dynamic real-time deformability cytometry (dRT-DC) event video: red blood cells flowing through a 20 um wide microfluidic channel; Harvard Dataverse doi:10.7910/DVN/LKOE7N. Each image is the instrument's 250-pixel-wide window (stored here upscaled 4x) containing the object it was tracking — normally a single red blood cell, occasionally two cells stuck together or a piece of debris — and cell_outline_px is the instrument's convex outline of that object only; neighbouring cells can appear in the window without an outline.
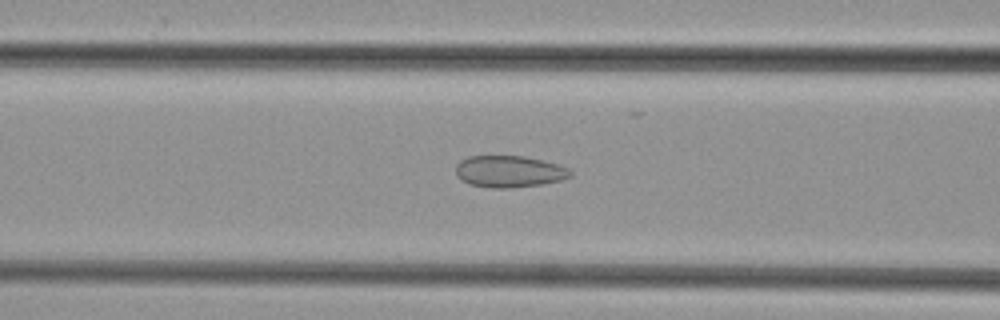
{"species": "common noctule bat (a hibernating species)", "species_latin": "Nyctalus noctula", "temperature_condition": "cold", "stored_images_in_passage": 39, "camera_frame_rate_fps": 3000, "um_per_image_px": 0.085, "animal": {"sex": "female", "body_mass_g": 29.2, "forearm_length_mm": 56.3}, "frame": {"image": 1, "passage_image": 10, "time_ms": 3.0, "image_size_px": [1000, 320], "cell_outline_px": [[572, 176], [560, 180], [540, 184], [512, 188], [492, 188], [468, 184], [460, 180], [456, 176], [456, 164], [460, 160], [468, 156], [524, 156], [556, 164], [568, 168], [572, 172]], "centroid_in_image_um": [43.23, 14.58], "position_along_channel_um": 123.4, "area_um2": 21.21}}
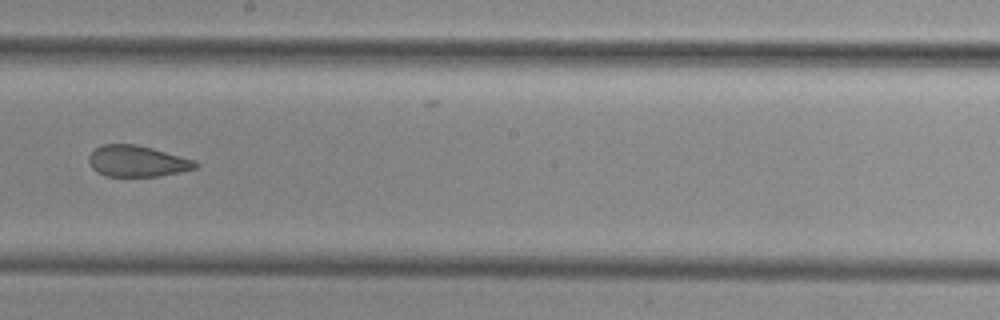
{"frame": {"image": 2, "passage_image": 18, "time_ms": 5.667, "image_size_px": [1000, 320], "cell_outline_px": [[200, 164], [196, 168], [180, 172], [160, 176], [104, 176], [96, 172], [92, 168], [88, 160], [88, 156], [100, 144], [136, 144], [152, 148], [196, 160]], "centroid_in_image_um": [11.66, 13.7], "position_along_channel_um": 236.5, "area_um2": 19.54}}
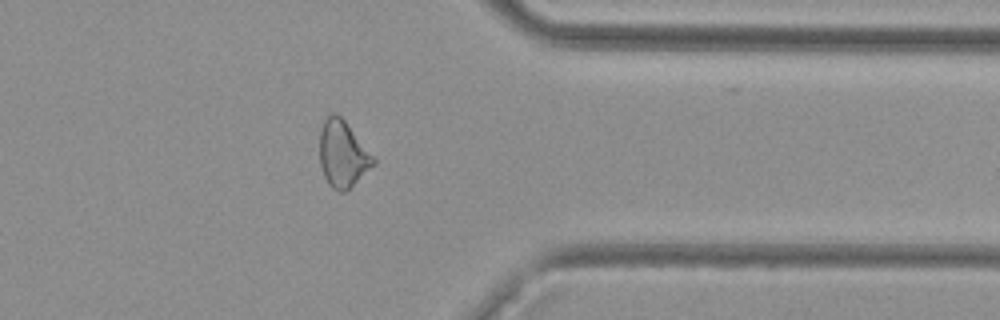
{"frame": {"image": 3, "passage_image": 29, "time_ms": 9.333, "image_size_px": [1000, 320], "cell_outline_px": [[376, 164], [344, 192], [340, 192], [332, 188], [328, 184], [324, 176], [320, 164], [320, 132], [324, 120], [332, 112], [336, 112], [344, 120], [376, 156]], "centroid_in_image_um": [29.16, 13.08], "position_along_channel_um": 382.2, "area_um2": 20.98}}